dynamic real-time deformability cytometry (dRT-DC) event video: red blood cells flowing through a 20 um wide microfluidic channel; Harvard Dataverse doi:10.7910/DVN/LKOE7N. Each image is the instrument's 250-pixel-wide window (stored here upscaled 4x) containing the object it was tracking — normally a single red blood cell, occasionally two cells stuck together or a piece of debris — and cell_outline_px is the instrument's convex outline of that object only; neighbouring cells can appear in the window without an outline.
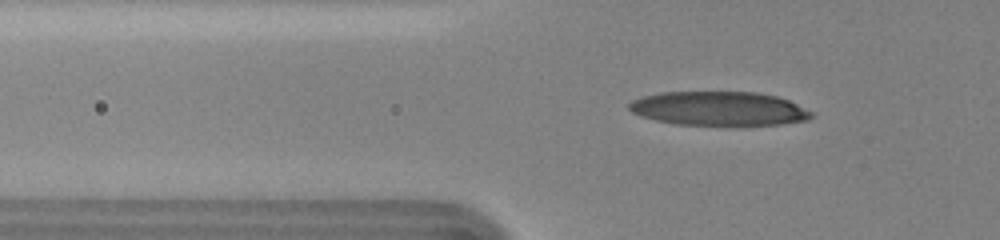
{"species": "human", "species_latin": "Homo sapiens", "temperature_condition": "cold", "stored_images_in_passage": 38, "camera_frame_rate_fps": 3000, "um_per_image_px": 0.085, "donor": {"sex": "female"}, "frame": {"image": 1, "passage_image": 37, "time_ms": 7.0, "image_size_px": [1000, 240], "cell_outline_px": [[812, 116], [808, 120], [780, 124], [744, 128], [724, 128], [672, 124], [640, 116], [632, 112], [628, 108], [628, 104], [632, 100], [644, 96], [660, 92], [756, 92], [776, 96], [788, 100], [812, 112]], "centroid_in_image_um": [61.11, 9.29], "position_along_channel_um": 64.7, "area_um2": 37.63}}